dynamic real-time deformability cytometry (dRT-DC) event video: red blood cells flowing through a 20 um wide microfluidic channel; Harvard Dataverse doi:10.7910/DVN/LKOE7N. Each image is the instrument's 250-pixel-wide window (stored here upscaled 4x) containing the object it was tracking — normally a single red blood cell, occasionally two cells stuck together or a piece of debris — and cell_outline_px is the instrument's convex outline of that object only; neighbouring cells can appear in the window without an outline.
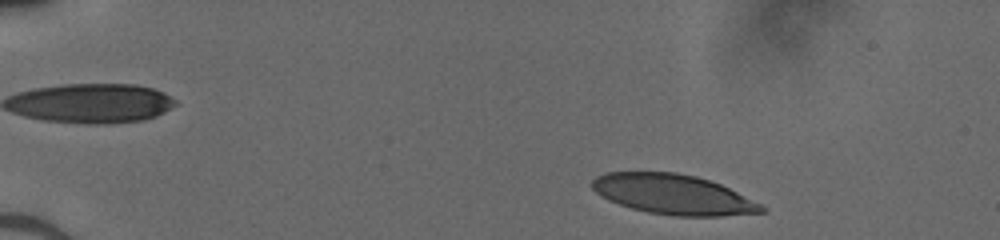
{"species": "human", "species_latin": "Homo sapiens", "temperature_condition": "cold", "stored_images_in_passage": 44, "camera_frame_rate_fps": 3000, "um_per_image_px": 0.085, "donor": {"sex": "male"}, "frame": {"image": 1, "passage_image": 2, "time_ms": 0.333, "image_size_px": [1000, 240], "cell_outline_px": [[768, 212], [720, 216], [676, 216], [648, 212], [632, 208], [608, 200], [596, 192], [592, 188], [592, 180], [596, 176], [604, 172], [676, 172], [696, 176], [720, 184], [764, 204], [768, 208]], "centroid_in_image_um": [57.27, 16.53], "position_along_channel_um": 27.7, "area_um2": 39.65}}
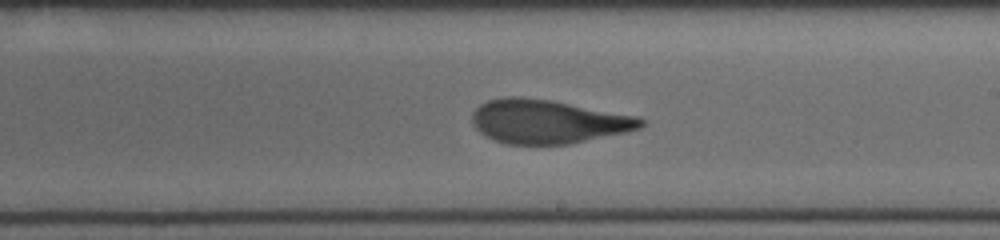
{"frame": {"image": 2, "passage_image": 25, "time_ms": 8.0, "image_size_px": [1000, 240], "cell_outline_px": [[644, 124], [640, 128], [628, 132], [568, 144], [504, 144], [484, 136], [472, 124], [472, 112], [480, 104], [488, 100], [504, 96], [520, 96], [552, 100], [636, 116], [644, 120]], "centroid_in_image_um": [46.53, 10.32], "position_along_channel_um": 242.5, "area_um2": 43.23}}
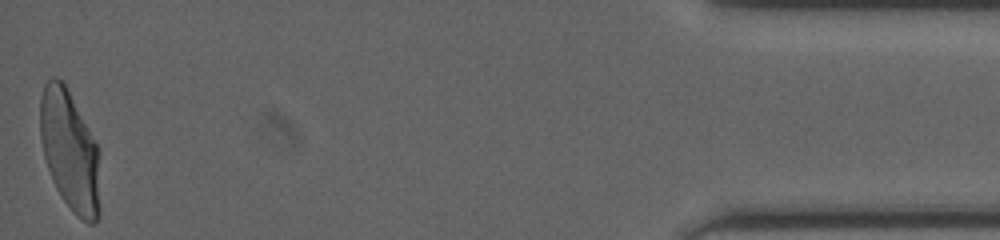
{"frame": {"image": 3, "passage_image": 44, "time_ms": 14.333, "image_size_px": [1000, 240], "cell_outline_px": [[100, 212], [96, 224], [88, 224], [76, 216], [72, 212], [56, 188], [52, 180], [44, 156], [40, 136], [40, 96], [44, 84], [52, 76], [56, 76], [64, 84], [96, 144], [100, 208]], "centroid_in_image_um": [5.9, 12.87], "position_along_channel_um": 429.3, "area_um2": 41.38}}